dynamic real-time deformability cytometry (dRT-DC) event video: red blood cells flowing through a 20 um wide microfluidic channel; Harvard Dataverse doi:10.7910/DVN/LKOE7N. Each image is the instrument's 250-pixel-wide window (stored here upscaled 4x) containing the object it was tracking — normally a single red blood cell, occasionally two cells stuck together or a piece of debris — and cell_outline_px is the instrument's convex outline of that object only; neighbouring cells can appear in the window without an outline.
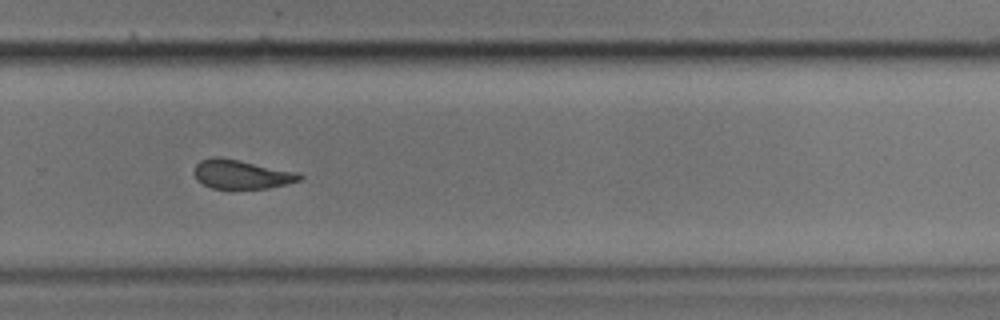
{"species": "common noctule bat (a hibernating species)", "species_latin": "Nyctalus noctula", "temperature_condition": "cold", "stored_images_in_passage": 45, "camera_frame_rate_fps": 3000, "um_per_image_px": 0.085, "animal": {"sex": "male", "body_mass_g": 17.9}, "frame": {"image": 1, "passage_image": 26, "time_ms": 8.333, "image_size_px": [1000, 320], "cell_outline_px": [[304, 176], [300, 180], [268, 188], [212, 188], [196, 180], [192, 172], [196, 164], [200, 160], [212, 156], [220, 156], [240, 160], [296, 172]], "centroid_in_image_um": [20.45, 14.8], "position_along_channel_um": 309.3, "area_um2": 17.8}, "authors_computed_cell_mechanics": {"area_um2": 19.1896, "velocity_mm_per_s": 3.4143, "shape_relaxation_time_tau1_ms": 3.9677, "shape_relaxation_time_tau2_ms": 2.2308, "deformation_change_tau1": 0.1172, "deformation_change_tau2": 0.0864}}